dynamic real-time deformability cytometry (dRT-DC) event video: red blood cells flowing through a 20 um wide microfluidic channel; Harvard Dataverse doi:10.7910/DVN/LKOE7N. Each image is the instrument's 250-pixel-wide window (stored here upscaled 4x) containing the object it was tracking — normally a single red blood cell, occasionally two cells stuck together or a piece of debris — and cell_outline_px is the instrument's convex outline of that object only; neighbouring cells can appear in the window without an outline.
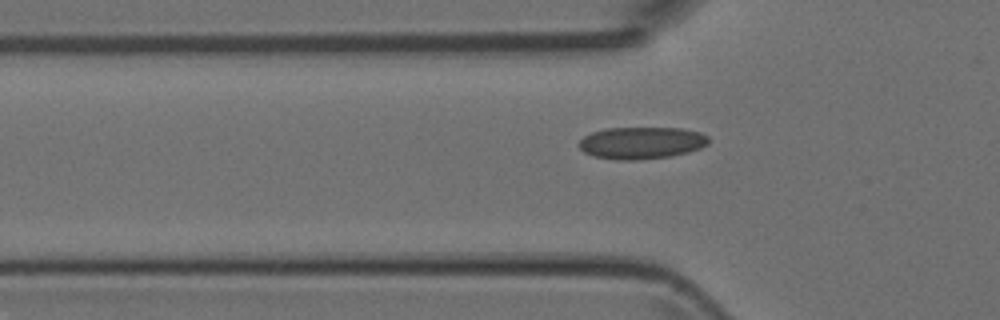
{"species": "Egyptian fruit bat (a non-hibernating species)", "species_latin": "Rousettus aegyptiacus", "temperature_condition": "room temperature", "stored_images_in_passage": 6, "camera_frame_rate_fps": 3000, "um_per_image_px": 0.085, "animal": {"sex": "female"}, "frame": {"image": 1, "passage_image": 4, "time_ms": 1.0, "image_size_px": [1000, 320], "cell_outline_px": [[708, 144], [700, 148], [688, 152], [672, 156], [636, 160], [616, 160], [596, 156], [584, 152], [576, 144], [584, 136], [592, 132], [604, 128], [680, 128], [700, 132], [708, 136]], "centroid_in_image_um": [54.51, 12.14], "position_along_channel_um": 71.3, "area_um2": 24.28}}